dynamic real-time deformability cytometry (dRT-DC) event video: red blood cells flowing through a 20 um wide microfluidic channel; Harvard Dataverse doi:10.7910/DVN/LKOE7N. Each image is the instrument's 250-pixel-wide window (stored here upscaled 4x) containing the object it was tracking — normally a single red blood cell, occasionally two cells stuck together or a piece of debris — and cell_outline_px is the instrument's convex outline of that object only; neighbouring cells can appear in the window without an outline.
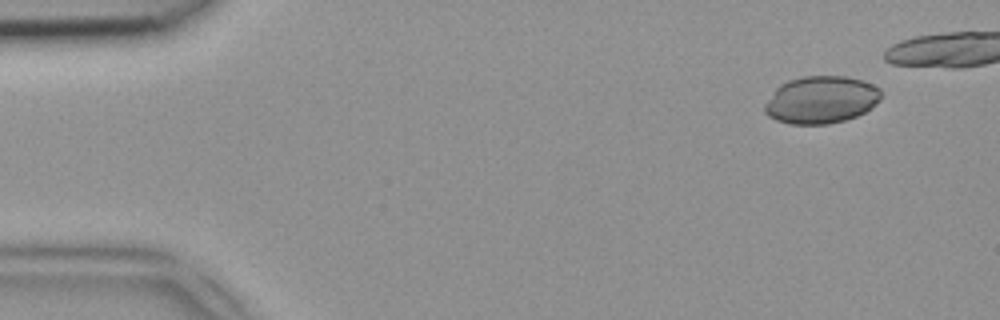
{"species": "common noctule bat (a hibernating species)", "species_latin": "Nyctalus noctula", "temperature_condition": "room temperature", "stored_images_in_passage": 39, "camera_frame_rate_fps": 3000, "um_per_image_px": 0.085, "animal": {"sex": "female", "body_mass_g": 18.4}, "frame": {"image": 1, "passage_image": 3, "time_ms": 0.667, "image_size_px": [1000, 320], "cell_outline_px": [[880, 100], [872, 108], [856, 116], [844, 120], [828, 124], [788, 124], [776, 120], [768, 116], [764, 112], [764, 104], [776, 88], [780, 84], [788, 80], [800, 76], [848, 76], [872, 84], [880, 88]], "centroid_in_image_um": [69.77, 8.48], "position_along_channel_um": 15.2, "area_um2": 32.31}}
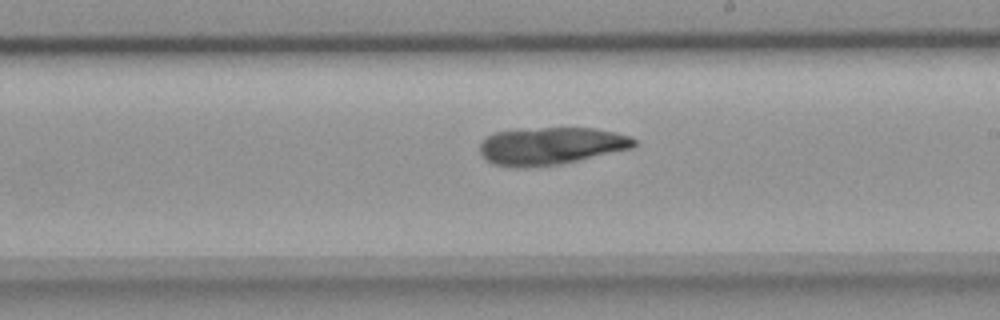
{"frame": {"image": 2, "passage_image": 27, "time_ms": 8.667, "image_size_px": [1000, 320], "cell_outline_px": [[640, 144], [632, 148], [560, 164], [536, 168], [516, 168], [492, 164], [484, 160], [480, 152], [480, 144], [488, 136], [496, 132], [544, 128], [592, 128], [616, 132], [632, 136]], "centroid_in_image_um": [46.85, 12.43], "position_along_channel_um": 242.2, "area_um2": 33.87}}
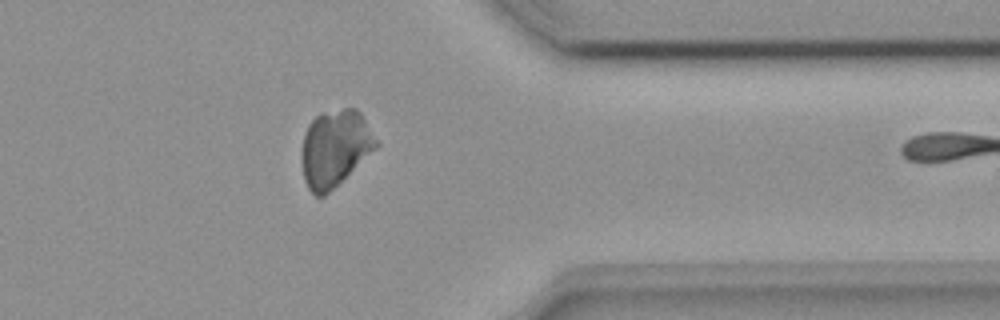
{"frame": {"image": 3, "passage_image": 38, "time_ms": 12.333, "image_size_px": [1000, 320], "cell_outline_px": [[380, 144], [376, 148], [324, 196], [316, 196], [308, 188], [304, 180], [300, 160], [300, 152], [304, 132], [308, 124], [320, 112], [344, 108], [356, 108], [360, 112]], "centroid_in_image_um": [28.43, 12.57], "position_along_channel_um": 383.0, "area_um2": 33.35}}